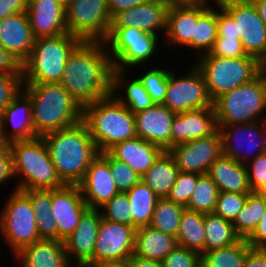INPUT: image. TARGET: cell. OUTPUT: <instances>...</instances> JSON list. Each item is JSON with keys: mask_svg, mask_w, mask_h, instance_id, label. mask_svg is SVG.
<instances>
[{"mask_svg": "<svg viewBox=\"0 0 266 267\" xmlns=\"http://www.w3.org/2000/svg\"><path fill=\"white\" fill-rule=\"evenodd\" d=\"M113 69L104 41H82L69 55L60 84L83 109L112 95Z\"/></svg>", "mask_w": 266, "mask_h": 267, "instance_id": "1", "label": "cell"}, {"mask_svg": "<svg viewBox=\"0 0 266 267\" xmlns=\"http://www.w3.org/2000/svg\"><path fill=\"white\" fill-rule=\"evenodd\" d=\"M57 175L65 185H78L99 154L88 127L81 121L42 136Z\"/></svg>", "mask_w": 266, "mask_h": 267, "instance_id": "2", "label": "cell"}, {"mask_svg": "<svg viewBox=\"0 0 266 267\" xmlns=\"http://www.w3.org/2000/svg\"><path fill=\"white\" fill-rule=\"evenodd\" d=\"M22 90L31 99L32 122L37 137L82 121L83 109L60 83L23 84Z\"/></svg>", "mask_w": 266, "mask_h": 267, "instance_id": "3", "label": "cell"}, {"mask_svg": "<svg viewBox=\"0 0 266 267\" xmlns=\"http://www.w3.org/2000/svg\"><path fill=\"white\" fill-rule=\"evenodd\" d=\"M82 121L99 153L118 142L137 137L134 114L113 95L86 105Z\"/></svg>", "mask_w": 266, "mask_h": 267, "instance_id": "4", "label": "cell"}, {"mask_svg": "<svg viewBox=\"0 0 266 267\" xmlns=\"http://www.w3.org/2000/svg\"><path fill=\"white\" fill-rule=\"evenodd\" d=\"M12 155V173L18 177L14 188L18 190H52L65 184L57 175L47 146L42 137L9 142Z\"/></svg>", "mask_w": 266, "mask_h": 267, "instance_id": "5", "label": "cell"}, {"mask_svg": "<svg viewBox=\"0 0 266 267\" xmlns=\"http://www.w3.org/2000/svg\"><path fill=\"white\" fill-rule=\"evenodd\" d=\"M82 40L70 33L35 38L22 64L23 84L60 83L67 59Z\"/></svg>", "mask_w": 266, "mask_h": 267, "instance_id": "6", "label": "cell"}, {"mask_svg": "<svg viewBox=\"0 0 266 267\" xmlns=\"http://www.w3.org/2000/svg\"><path fill=\"white\" fill-rule=\"evenodd\" d=\"M214 109L217 126L266 120V115L262 116L266 110L265 74L261 72L252 81L222 94L214 101Z\"/></svg>", "mask_w": 266, "mask_h": 267, "instance_id": "7", "label": "cell"}, {"mask_svg": "<svg viewBox=\"0 0 266 267\" xmlns=\"http://www.w3.org/2000/svg\"><path fill=\"white\" fill-rule=\"evenodd\" d=\"M202 72L213 102L256 78L262 72V63L251 55L225 58L203 54L194 62Z\"/></svg>", "mask_w": 266, "mask_h": 267, "instance_id": "8", "label": "cell"}, {"mask_svg": "<svg viewBox=\"0 0 266 267\" xmlns=\"http://www.w3.org/2000/svg\"><path fill=\"white\" fill-rule=\"evenodd\" d=\"M8 195L0 212V233L15 255L24 247L41 239L30 198L16 188Z\"/></svg>", "mask_w": 266, "mask_h": 267, "instance_id": "9", "label": "cell"}, {"mask_svg": "<svg viewBox=\"0 0 266 267\" xmlns=\"http://www.w3.org/2000/svg\"><path fill=\"white\" fill-rule=\"evenodd\" d=\"M159 38L134 27L110 28L104 44L111 56L113 68L129 71L133 67L147 65L151 57H156Z\"/></svg>", "mask_w": 266, "mask_h": 267, "instance_id": "10", "label": "cell"}, {"mask_svg": "<svg viewBox=\"0 0 266 267\" xmlns=\"http://www.w3.org/2000/svg\"><path fill=\"white\" fill-rule=\"evenodd\" d=\"M188 71L181 77L175 74L176 70H170L163 105L175 113L214 108L200 69L192 64Z\"/></svg>", "mask_w": 266, "mask_h": 267, "instance_id": "11", "label": "cell"}, {"mask_svg": "<svg viewBox=\"0 0 266 267\" xmlns=\"http://www.w3.org/2000/svg\"><path fill=\"white\" fill-rule=\"evenodd\" d=\"M68 33L82 41H104L110 30L107 0H73L65 8Z\"/></svg>", "mask_w": 266, "mask_h": 267, "instance_id": "12", "label": "cell"}, {"mask_svg": "<svg viewBox=\"0 0 266 267\" xmlns=\"http://www.w3.org/2000/svg\"><path fill=\"white\" fill-rule=\"evenodd\" d=\"M233 19L237 39L247 55L261 63L266 59V25L251 0H227L219 4Z\"/></svg>", "mask_w": 266, "mask_h": 267, "instance_id": "13", "label": "cell"}, {"mask_svg": "<svg viewBox=\"0 0 266 267\" xmlns=\"http://www.w3.org/2000/svg\"><path fill=\"white\" fill-rule=\"evenodd\" d=\"M217 127L222 137L223 155L241 164H247L256 156L265 153L262 142L265 120Z\"/></svg>", "mask_w": 266, "mask_h": 267, "instance_id": "14", "label": "cell"}, {"mask_svg": "<svg viewBox=\"0 0 266 267\" xmlns=\"http://www.w3.org/2000/svg\"><path fill=\"white\" fill-rule=\"evenodd\" d=\"M167 152L180 172L203 175L222 154V137L217 130L211 136L176 144Z\"/></svg>", "mask_w": 266, "mask_h": 267, "instance_id": "15", "label": "cell"}, {"mask_svg": "<svg viewBox=\"0 0 266 267\" xmlns=\"http://www.w3.org/2000/svg\"><path fill=\"white\" fill-rule=\"evenodd\" d=\"M210 6L205 2L172 0L167 11L166 34L170 46L190 47L194 51V30L197 18Z\"/></svg>", "mask_w": 266, "mask_h": 267, "instance_id": "16", "label": "cell"}, {"mask_svg": "<svg viewBox=\"0 0 266 267\" xmlns=\"http://www.w3.org/2000/svg\"><path fill=\"white\" fill-rule=\"evenodd\" d=\"M136 229L126 224L101 218L98 228L93 263L127 260L133 255Z\"/></svg>", "mask_w": 266, "mask_h": 267, "instance_id": "17", "label": "cell"}, {"mask_svg": "<svg viewBox=\"0 0 266 267\" xmlns=\"http://www.w3.org/2000/svg\"><path fill=\"white\" fill-rule=\"evenodd\" d=\"M101 218L99 209L88 208L80 217L75 231L63 241L69 262L74 267H86L93 263Z\"/></svg>", "mask_w": 266, "mask_h": 267, "instance_id": "18", "label": "cell"}, {"mask_svg": "<svg viewBox=\"0 0 266 267\" xmlns=\"http://www.w3.org/2000/svg\"><path fill=\"white\" fill-rule=\"evenodd\" d=\"M171 1L148 0L144 4L123 10L112 18L110 28L134 27L157 36H165L167 11Z\"/></svg>", "mask_w": 266, "mask_h": 267, "instance_id": "19", "label": "cell"}, {"mask_svg": "<svg viewBox=\"0 0 266 267\" xmlns=\"http://www.w3.org/2000/svg\"><path fill=\"white\" fill-rule=\"evenodd\" d=\"M87 209L78 185H64L51 190V213L58 226V241H64L75 231Z\"/></svg>", "mask_w": 266, "mask_h": 267, "instance_id": "20", "label": "cell"}, {"mask_svg": "<svg viewBox=\"0 0 266 267\" xmlns=\"http://www.w3.org/2000/svg\"><path fill=\"white\" fill-rule=\"evenodd\" d=\"M78 186L90 209H99L119 193L109 163L100 153L91 161Z\"/></svg>", "mask_w": 266, "mask_h": 267, "instance_id": "21", "label": "cell"}, {"mask_svg": "<svg viewBox=\"0 0 266 267\" xmlns=\"http://www.w3.org/2000/svg\"><path fill=\"white\" fill-rule=\"evenodd\" d=\"M175 115L163 104H154L134 113L137 137L167 151L171 148V127Z\"/></svg>", "mask_w": 266, "mask_h": 267, "instance_id": "22", "label": "cell"}, {"mask_svg": "<svg viewBox=\"0 0 266 267\" xmlns=\"http://www.w3.org/2000/svg\"><path fill=\"white\" fill-rule=\"evenodd\" d=\"M31 99L21 90L0 115L2 140L9 143L15 140H31L36 138L32 122ZM10 129H6L7 125ZM12 127V128H11Z\"/></svg>", "mask_w": 266, "mask_h": 267, "instance_id": "23", "label": "cell"}, {"mask_svg": "<svg viewBox=\"0 0 266 267\" xmlns=\"http://www.w3.org/2000/svg\"><path fill=\"white\" fill-rule=\"evenodd\" d=\"M217 130L214 108L176 113L171 127V148L179 143L211 136Z\"/></svg>", "mask_w": 266, "mask_h": 267, "instance_id": "24", "label": "cell"}, {"mask_svg": "<svg viewBox=\"0 0 266 267\" xmlns=\"http://www.w3.org/2000/svg\"><path fill=\"white\" fill-rule=\"evenodd\" d=\"M34 42L27 13L13 14L0 21V46L21 65L30 56Z\"/></svg>", "mask_w": 266, "mask_h": 267, "instance_id": "25", "label": "cell"}, {"mask_svg": "<svg viewBox=\"0 0 266 267\" xmlns=\"http://www.w3.org/2000/svg\"><path fill=\"white\" fill-rule=\"evenodd\" d=\"M27 15L35 38L68 32L65 7L57 0H28Z\"/></svg>", "mask_w": 266, "mask_h": 267, "instance_id": "26", "label": "cell"}, {"mask_svg": "<svg viewBox=\"0 0 266 267\" xmlns=\"http://www.w3.org/2000/svg\"><path fill=\"white\" fill-rule=\"evenodd\" d=\"M107 152L113 158L127 163L136 173L143 176L163 150L149 141L135 137L114 144Z\"/></svg>", "mask_w": 266, "mask_h": 267, "instance_id": "27", "label": "cell"}, {"mask_svg": "<svg viewBox=\"0 0 266 267\" xmlns=\"http://www.w3.org/2000/svg\"><path fill=\"white\" fill-rule=\"evenodd\" d=\"M20 267H74L65 252L63 241L41 239L14 255Z\"/></svg>", "mask_w": 266, "mask_h": 267, "instance_id": "28", "label": "cell"}, {"mask_svg": "<svg viewBox=\"0 0 266 267\" xmlns=\"http://www.w3.org/2000/svg\"><path fill=\"white\" fill-rule=\"evenodd\" d=\"M219 192L252 193L245 164L221 154L206 173Z\"/></svg>", "mask_w": 266, "mask_h": 267, "instance_id": "29", "label": "cell"}, {"mask_svg": "<svg viewBox=\"0 0 266 267\" xmlns=\"http://www.w3.org/2000/svg\"><path fill=\"white\" fill-rule=\"evenodd\" d=\"M127 72L130 73L131 71L113 69L112 95L125 105L133 114L152 107L155 103L144 86L137 78L133 79L132 77V79L130 78L131 81L128 80L127 76L129 74Z\"/></svg>", "mask_w": 266, "mask_h": 267, "instance_id": "30", "label": "cell"}, {"mask_svg": "<svg viewBox=\"0 0 266 267\" xmlns=\"http://www.w3.org/2000/svg\"><path fill=\"white\" fill-rule=\"evenodd\" d=\"M176 246L175 237L148 225L136 229L133 255L162 261Z\"/></svg>", "mask_w": 266, "mask_h": 267, "instance_id": "31", "label": "cell"}, {"mask_svg": "<svg viewBox=\"0 0 266 267\" xmlns=\"http://www.w3.org/2000/svg\"><path fill=\"white\" fill-rule=\"evenodd\" d=\"M179 172L171 155L163 151L151 168L141 176V181L159 198H167Z\"/></svg>", "mask_w": 266, "mask_h": 267, "instance_id": "32", "label": "cell"}, {"mask_svg": "<svg viewBox=\"0 0 266 267\" xmlns=\"http://www.w3.org/2000/svg\"><path fill=\"white\" fill-rule=\"evenodd\" d=\"M126 194L129 199L132 226L138 229L150 225L159 197L142 181Z\"/></svg>", "mask_w": 266, "mask_h": 267, "instance_id": "33", "label": "cell"}, {"mask_svg": "<svg viewBox=\"0 0 266 267\" xmlns=\"http://www.w3.org/2000/svg\"><path fill=\"white\" fill-rule=\"evenodd\" d=\"M205 214L185 209L176 235L177 245L204 253Z\"/></svg>", "mask_w": 266, "mask_h": 267, "instance_id": "34", "label": "cell"}, {"mask_svg": "<svg viewBox=\"0 0 266 267\" xmlns=\"http://www.w3.org/2000/svg\"><path fill=\"white\" fill-rule=\"evenodd\" d=\"M204 228V252L233 245L241 239L237 235L232 221L214 213L205 214Z\"/></svg>", "mask_w": 266, "mask_h": 267, "instance_id": "35", "label": "cell"}, {"mask_svg": "<svg viewBox=\"0 0 266 267\" xmlns=\"http://www.w3.org/2000/svg\"><path fill=\"white\" fill-rule=\"evenodd\" d=\"M251 246L245 239L201 254V267H244L247 251Z\"/></svg>", "mask_w": 266, "mask_h": 267, "instance_id": "36", "label": "cell"}, {"mask_svg": "<svg viewBox=\"0 0 266 267\" xmlns=\"http://www.w3.org/2000/svg\"><path fill=\"white\" fill-rule=\"evenodd\" d=\"M266 207V200L252 192L248 194L245 205L232 221L237 235L241 239H247L254 231L255 226L262 218Z\"/></svg>", "mask_w": 266, "mask_h": 267, "instance_id": "37", "label": "cell"}, {"mask_svg": "<svg viewBox=\"0 0 266 267\" xmlns=\"http://www.w3.org/2000/svg\"><path fill=\"white\" fill-rule=\"evenodd\" d=\"M185 209L167 198H159L154 207L150 226L176 238Z\"/></svg>", "mask_w": 266, "mask_h": 267, "instance_id": "38", "label": "cell"}, {"mask_svg": "<svg viewBox=\"0 0 266 267\" xmlns=\"http://www.w3.org/2000/svg\"><path fill=\"white\" fill-rule=\"evenodd\" d=\"M209 6L198 18L194 30L196 58L207 54L217 39V6ZM215 8V9H214Z\"/></svg>", "mask_w": 266, "mask_h": 267, "instance_id": "39", "label": "cell"}, {"mask_svg": "<svg viewBox=\"0 0 266 267\" xmlns=\"http://www.w3.org/2000/svg\"><path fill=\"white\" fill-rule=\"evenodd\" d=\"M218 195L219 190L214 181L207 174H203L198 178L197 185L193 190L186 209L203 214L213 213Z\"/></svg>", "mask_w": 266, "mask_h": 267, "instance_id": "40", "label": "cell"}, {"mask_svg": "<svg viewBox=\"0 0 266 267\" xmlns=\"http://www.w3.org/2000/svg\"><path fill=\"white\" fill-rule=\"evenodd\" d=\"M169 72L170 69L156 66L145 70L139 77H136L155 104H163L165 100Z\"/></svg>", "mask_w": 266, "mask_h": 267, "instance_id": "41", "label": "cell"}, {"mask_svg": "<svg viewBox=\"0 0 266 267\" xmlns=\"http://www.w3.org/2000/svg\"><path fill=\"white\" fill-rule=\"evenodd\" d=\"M100 154L108 161L112 177L119 192L126 193L141 182V176L127 163L113 158L107 151Z\"/></svg>", "mask_w": 266, "mask_h": 267, "instance_id": "42", "label": "cell"}, {"mask_svg": "<svg viewBox=\"0 0 266 267\" xmlns=\"http://www.w3.org/2000/svg\"><path fill=\"white\" fill-rule=\"evenodd\" d=\"M102 218L132 226L129 199L126 193L119 192L110 201L99 208Z\"/></svg>", "mask_w": 266, "mask_h": 267, "instance_id": "43", "label": "cell"}, {"mask_svg": "<svg viewBox=\"0 0 266 267\" xmlns=\"http://www.w3.org/2000/svg\"><path fill=\"white\" fill-rule=\"evenodd\" d=\"M201 174L179 172L167 199L186 208Z\"/></svg>", "mask_w": 266, "mask_h": 267, "instance_id": "44", "label": "cell"}, {"mask_svg": "<svg viewBox=\"0 0 266 267\" xmlns=\"http://www.w3.org/2000/svg\"><path fill=\"white\" fill-rule=\"evenodd\" d=\"M250 193L219 192L214 214L233 221Z\"/></svg>", "mask_w": 266, "mask_h": 267, "instance_id": "45", "label": "cell"}, {"mask_svg": "<svg viewBox=\"0 0 266 267\" xmlns=\"http://www.w3.org/2000/svg\"><path fill=\"white\" fill-rule=\"evenodd\" d=\"M161 262L163 267H201V254L177 245Z\"/></svg>", "mask_w": 266, "mask_h": 267, "instance_id": "46", "label": "cell"}, {"mask_svg": "<svg viewBox=\"0 0 266 267\" xmlns=\"http://www.w3.org/2000/svg\"><path fill=\"white\" fill-rule=\"evenodd\" d=\"M23 87L22 74L0 73V115Z\"/></svg>", "mask_w": 266, "mask_h": 267, "instance_id": "47", "label": "cell"}, {"mask_svg": "<svg viewBox=\"0 0 266 267\" xmlns=\"http://www.w3.org/2000/svg\"><path fill=\"white\" fill-rule=\"evenodd\" d=\"M207 54L225 58L247 56L243 49L241 39L237 38L216 39L211 50Z\"/></svg>", "mask_w": 266, "mask_h": 267, "instance_id": "48", "label": "cell"}, {"mask_svg": "<svg viewBox=\"0 0 266 267\" xmlns=\"http://www.w3.org/2000/svg\"><path fill=\"white\" fill-rule=\"evenodd\" d=\"M22 191L30 198L35 218L52 217L51 190L27 189Z\"/></svg>", "mask_w": 266, "mask_h": 267, "instance_id": "49", "label": "cell"}, {"mask_svg": "<svg viewBox=\"0 0 266 267\" xmlns=\"http://www.w3.org/2000/svg\"><path fill=\"white\" fill-rule=\"evenodd\" d=\"M245 165L249 185L254 192L266 179V153L256 156Z\"/></svg>", "mask_w": 266, "mask_h": 267, "instance_id": "50", "label": "cell"}, {"mask_svg": "<svg viewBox=\"0 0 266 267\" xmlns=\"http://www.w3.org/2000/svg\"><path fill=\"white\" fill-rule=\"evenodd\" d=\"M217 7V39L237 38V29L232 17L220 5Z\"/></svg>", "mask_w": 266, "mask_h": 267, "instance_id": "51", "label": "cell"}, {"mask_svg": "<svg viewBox=\"0 0 266 267\" xmlns=\"http://www.w3.org/2000/svg\"><path fill=\"white\" fill-rule=\"evenodd\" d=\"M14 179L12 173V155L8 143L0 146V185ZM5 182V183H4Z\"/></svg>", "mask_w": 266, "mask_h": 267, "instance_id": "52", "label": "cell"}, {"mask_svg": "<svg viewBox=\"0 0 266 267\" xmlns=\"http://www.w3.org/2000/svg\"><path fill=\"white\" fill-rule=\"evenodd\" d=\"M40 239L58 240V226L53 217L36 218Z\"/></svg>", "mask_w": 266, "mask_h": 267, "instance_id": "53", "label": "cell"}, {"mask_svg": "<svg viewBox=\"0 0 266 267\" xmlns=\"http://www.w3.org/2000/svg\"><path fill=\"white\" fill-rule=\"evenodd\" d=\"M246 241L252 248L266 249V207L261 220Z\"/></svg>", "mask_w": 266, "mask_h": 267, "instance_id": "54", "label": "cell"}, {"mask_svg": "<svg viewBox=\"0 0 266 267\" xmlns=\"http://www.w3.org/2000/svg\"><path fill=\"white\" fill-rule=\"evenodd\" d=\"M0 73L22 74V65L15 57L0 46Z\"/></svg>", "mask_w": 266, "mask_h": 267, "instance_id": "55", "label": "cell"}, {"mask_svg": "<svg viewBox=\"0 0 266 267\" xmlns=\"http://www.w3.org/2000/svg\"><path fill=\"white\" fill-rule=\"evenodd\" d=\"M28 0H0V21L10 15L27 13Z\"/></svg>", "mask_w": 266, "mask_h": 267, "instance_id": "56", "label": "cell"}, {"mask_svg": "<svg viewBox=\"0 0 266 267\" xmlns=\"http://www.w3.org/2000/svg\"><path fill=\"white\" fill-rule=\"evenodd\" d=\"M244 267H266V249L251 247L246 253Z\"/></svg>", "mask_w": 266, "mask_h": 267, "instance_id": "57", "label": "cell"}, {"mask_svg": "<svg viewBox=\"0 0 266 267\" xmlns=\"http://www.w3.org/2000/svg\"><path fill=\"white\" fill-rule=\"evenodd\" d=\"M148 0H107L111 19L119 12L144 4Z\"/></svg>", "mask_w": 266, "mask_h": 267, "instance_id": "58", "label": "cell"}, {"mask_svg": "<svg viewBox=\"0 0 266 267\" xmlns=\"http://www.w3.org/2000/svg\"><path fill=\"white\" fill-rule=\"evenodd\" d=\"M127 263L128 267H163L161 261L144 259L136 255H131Z\"/></svg>", "mask_w": 266, "mask_h": 267, "instance_id": "59", "label": "cell"}, {"mask_svg": "<svg viewBox=\"0 0 266 267\" xmlns=\"http://www.w3.org/2000/svg\"><path fill=\"white\" fill-rule=\"evenodd\" d=\"M86 267H128V263L127 260H112L92 263Z\"/></svg>", "mask_w": 266, "mask_h": 267, "instance_id": "60", "label": "cell"}, {"mask_svg": "<svg viewBox=\"0 0 266 267\" xmlns=\"http://www.w3.org/2000/svg\"><path fill=\"white\" fill-rule=\"evenodd\" d=\"M257 12L266 25V0H251Z\"/></svg>", "mask_w": 266, "mask_h": 267, "instance_id": "61", "label": "cell"}, {"mask_svg": "<svg viewBox=\"0 0 266 267\" xmlns=\"http://www.w3.org/2000/svg\"><path fill=\"white\" fill-rule=\"evenodd\" d=\"M254 192L266 200V179Z\"/></svg>", "mask_w": 266, "mask_h": 267, "instance_id": "62", "label": "cell"}, {"mask_svg": "<svg viewBox=\"0 0 266 267\" xmlns=\"http://www.w3.org/2000/svg\"><path fill=\"white\" fill-rule=\"evenodd\" d=\"M186 1H192V2H205V3H209V4H213L212 2H215V6L221 4L222 2H225L227 0H186Z\"/></svg>", "mask_w": 266, "mask_h": 267, "instance_id": "63", "label": "cell"}, {"mask_svg": "<svg viewBox=\"0 0 266 267\" xmlns=\"http://www.w3.org/2000/svg\"><path fill=\"white\" fill-rule=\"evenodd\" d=\"M62 6H64L65 8H67L72 2L73 0H57Z\"/></svg>", "mask_w": 266, "mask_h": 267, "instance_id": "64", "label": "cell"}, {"mask_svg": "<svg viewBox=\"0 0 266 267\" xmlns=\"http://www.w3.org/2000/svg\"><path fill=\"white\" fill-rule=\"evenodd\" d=\"M263 147H264V151L266 153V120H265V131H264V136H263Z\"/></svg>", "mask_w": 266, "mask_h": 267, "instance_id": "65", "label": "cell"}, {"mask_svg": "<svg viewBox=\"0 0 266 267\" xmlns=\"http://www.w3.org/2000/svg\"><path fill=\"white\" fill-rule=\"evenodd\" d=\"M262 72L265 74L266 76V59L262 62Z\"/></svg>", "mask_w": 266, "mask_h": 267, "instance_id": "66", "label": "cell"}, {"mask_svg": "<svg viewBox=\"0 0 266 267\" xmlns=\"http://www.w3.org/2000/svg\"><path fill=\"white\" fill-rule=\"evenodd\" d=\"M4 143V141L2 140V136H1V130H0V146Z\"/></svg>", "mask_w": 266, "mask_h": 267, "instance_id": "67", "label": "cell"}]
</instances>
